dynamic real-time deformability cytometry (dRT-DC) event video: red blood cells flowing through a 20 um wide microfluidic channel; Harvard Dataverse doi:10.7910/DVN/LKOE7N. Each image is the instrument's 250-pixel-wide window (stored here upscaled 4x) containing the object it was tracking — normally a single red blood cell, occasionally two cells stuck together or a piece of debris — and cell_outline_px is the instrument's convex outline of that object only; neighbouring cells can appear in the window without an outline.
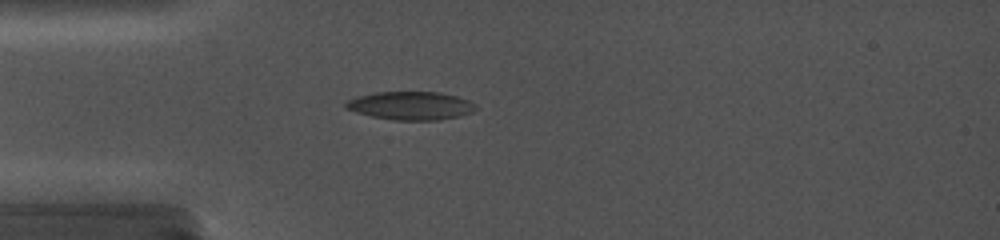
{"species": "common noctule bat (a hibernating species)", "species_latin": "Nyctalus noctula", "temperature_condition": "cold", "stored_images_in_passage": 31, "camera_frame_rate_fps": 5000, "um_per_image_px": 0.085, "animal": {"sex": "female", "body_mass_g": 19.0, "forearm_length_mm": 56.7}, "frame": {"image": 1, "passage_image": 5, "time_ms": 1.8, "image_size_px": [1000, 240], "cell_outline_px": [[476, 108], [472, 112], [460, 116], [440, 120], [396, 120], [372, 116], [356, 112], [344, 108], [344, 104], [348, 100], [356, 96], [376, 92], [440, 92], [456, 96], [468, 100], [476, 104]], "centroid_in_image_um": [34.91, 8.98], "position_along_channel_um": 50.1, "area_um2": 21.44}}
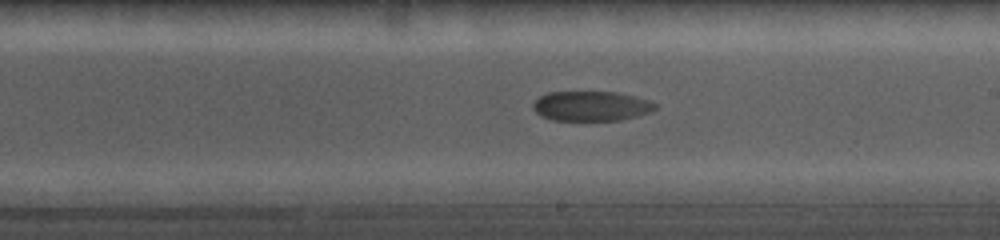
{"frame": {"image": 2, "passage_image": 19, "time_ms": 7.4, "image_size_px": [1000, 240], "cell_outline_px": [[656, 108], [648, 112], [636, 116], [620, 120], [552, 120], [540, 116], [532, 108], [532, 104], [540, 96], [548, 92], [616, 92], [636, 96], [652, 100], [656, 104]], "centroid_in_image_um": [50.24, 9.01], "position_along_channel_um": 238.8, "area_um2": 21.27}}
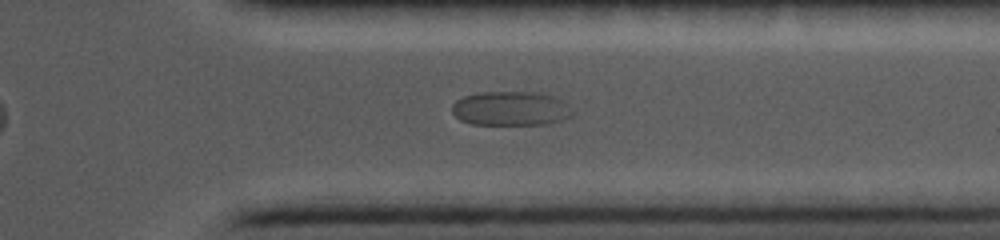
{"frame": {"image": 3, "passage_image": 28, "time_ms": 11.0, "image_size_px": [1000, 240], "cell_outline_px": [[572, 116], [564, 120], [544, 124], [472, 124], [460, 120], [452, 112], [452, 104], [456, 100], [464, 96], [480, 92], [536, 92], [556, 96], [572, 112]], "centroid_in_image_um": [43.38, 9.22], "position_along_channel_um": 368.0, "area_um2": 23.93}}